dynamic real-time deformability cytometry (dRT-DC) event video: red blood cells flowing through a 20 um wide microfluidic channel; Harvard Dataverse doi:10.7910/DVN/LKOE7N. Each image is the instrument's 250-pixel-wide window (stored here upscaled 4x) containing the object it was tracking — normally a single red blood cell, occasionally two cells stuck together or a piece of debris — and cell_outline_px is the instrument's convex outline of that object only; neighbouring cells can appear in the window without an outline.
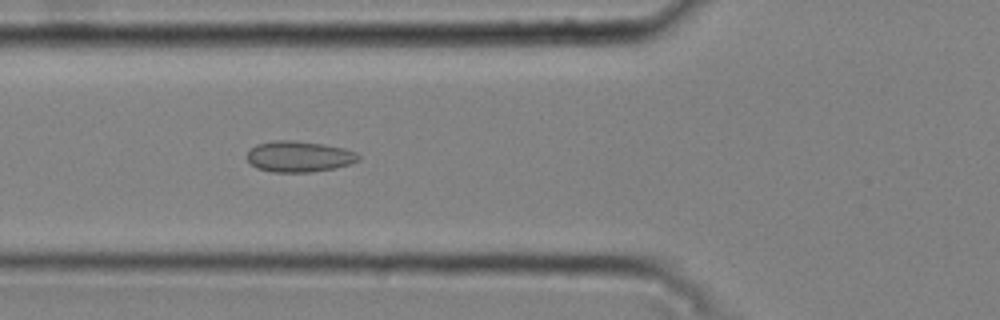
{"species": "common noctule bat (a hibernating species)", "species_latin": "Nyctalus noctula", "temperature_condition": "cold", "stored_images_in_passage": 50, "camera_frame_rate_fps": 3000, "um_per_image_px": 0.085, "animal": {"sex": "male", "body_mass_g": 20.4}, "frame": {"image": 1, "passage_image": 18, "time_ms": 5.667, "image_size_px": [1000, 320], "cell_outline_px": [[360, 160], [348, 164], [332, 168], [312, 172], [272, 172], [256, 168], [248, 160], [248, 152], [256, 144], [272, 140], [292, 140], [324, 144], [344, 148], [356, 152], [360, 156]], "centroid_in_image_um": [25.41, 13.3], "position_along_channel_um": 100.4, "area_um2": 20.06}}
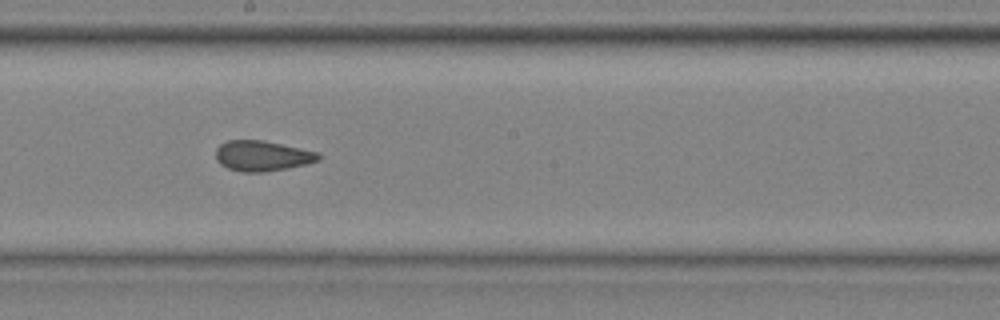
{"frame": {"image": 2, "passage_image": 28, "time_ms": 9.0, "image_size_px": [1000, 320], "cell_outline_px": [[320, 160], [308, 164], [288, 168], [264, 172], [244, 172], [228, 168], [220, 164], [216, 160], [216, 148], [220, 144], [228, 140], [264, 140], [320, 152]], "centroid_in_image_um": [22.32, 13.24], "position_along_channel_um": 225.9, "area_um2": 18.38}}
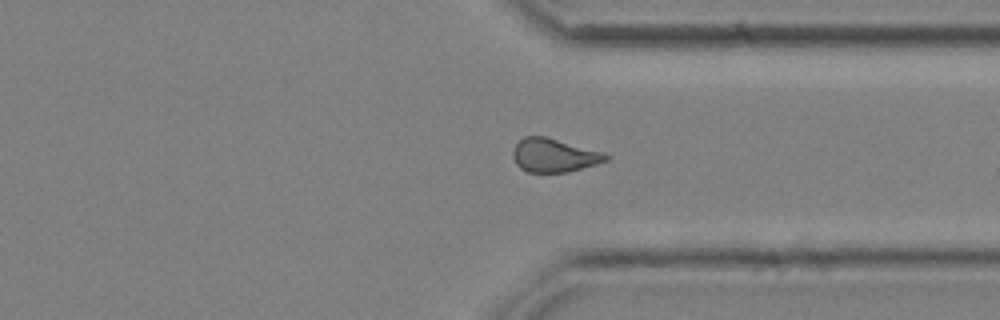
{"frame": {"image": 3, "passage_image": 39, "time_ms": 12.667, "image_size_px": [1000, 320], "cell_outline_px": [[608, 160], [596, 164], [568, 172], [528, 172], [520, 168], [516, 164], [512, 156], [512, 152], [516, 144], [524, 136], [548, 136], [604, 152], [608, 156]], "centroid_in_image_um": [47.08, 13.19], "position_along_channel_um": 364.3, "area_um2": 18.32}, "authors_computed_cell_mechanics": {"area_um2": 18.8139, "velocity_mm_per_s": 3.7642, "shape_relaxation_time_tau1_ms": null, "shape_relaxation_time_tau2_ms": 2.0014, "deformation_change_tau1": null, "deformation_change_tau2": 0.0804}}